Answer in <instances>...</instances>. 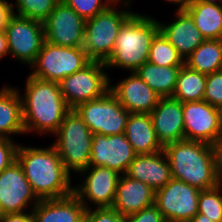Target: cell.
Instances as JSON below:
<instances>
[{
  "label": "cell",
  "mask_w": 222,
  "mask_h": 222,
  "mask_svg": "<svg viewBox=\"0 0 222 222\" xmlns=\"http://www.w3.org/2000/svg\"><path fill=\"white\" fill-rule=\"evenodd\" d=\"M126 175L146 183L155 191L172 179L171 166L164 150L154 154L136 155Z\"/></svg>",
  "instance_id": "ffe728a7"
},
{
  "label": "cell",
  "mask_w": 222,
  "mask_h": 222,
  "mask_svg": "<svg viewBox=\"0 0 222 222\" xmlns=\"http://www.w3.org/2000/svg\"><path fill=\"white\" fill-rule=\"evenodd\" d=\"M172 178L200 190L216 187L212 145L183 139L163 147Z\"/></svg>",
  "instance_id": "277c9868"
},
{
  "label": "cell",
  "mask_w": 222,
  "mask_h": 222,
  "mask_svg": "<svg viewBox=\"0 0 222 222\" xmlns=\"http://www.w3.org/2000/svg\"><path fill=\"white\" fill-rule=\"evenodd\" d=\"M185 11L205 40L222 39V9L218 4L193 0Z\"/></svg>",
  "instance_id": "d4e9b609"
},
{
  "label": "cell",
  "mask_w": 222,
  "mask_h": 222,
  "mask_svg": "<svg viewBox=\"0 0 222 222\" xmlns=\"http://www.w3.org/2000/svg\"><path fill=\"white\" fill-rule=\"evenodd\" d=\"M190 222H213L207 216L197 213Z\"/></svg>",
  "instance_id": "b9f144b4"
},
{
  "label": "cell",
  "mask_w": 222,
  "mask_h": 222,
  "mask_svg": "<svg viewBox=\"0 0 222 222\" xmlns=\"http://www.w3.org/2000/svg\"><path fill=\"white\" fill-rule=\"evenodd\" d=\"M132 1L116 0L107 9L85 21L82 48L91 61L105 63L111 57L121 26L134 13L130 8Z\"/></svg>",
  "instance_id": "5b68a950"
},
{
  "label": "cell",
  "mask_w": 222,
  "mask_h": 222,
  "mask_svg": "<svg viewBox=\"0 0 222 222\" xmlns=\"http://www.w3.org/2000/svg\"><path fill=\"white\" fill-rule=\"evenodd\" d=\"M198 213L213 222H222V188L201 190L198 198Z\"/></svg>",
  "instance_id": "4dcf8cb0"
},
{
  "label": "cell",
  "mask_w": 222,
  "mask_h": 222,
  "mask_svg": "<svg viewBox=\"0 0 222 222\" xmlns=\"http://www.w3.org/2000/svg\"><path fill=\"white\" fill-rule=\"evenodd\" d=\"M85 21L107 9L116 0H61Z\"/></svg>",
  "instance_id": "1f68e13d"
},
{
  "label": "cell",
  "mask_w": 222,
  "mask_h": 222,
  "mask_svg": "<svg viewBox=\"0 0 222 222\" xmlns=\"http://www.w3.org/2000/svg\"><path fill=\"white\" fill-rule=\"evenodd\" d=\"M148 61L159 66H182L184 64L183 58L161 31L152 41Z\"/></svg>",
  "instance_id": "f1b7e54d"
},
{
  "label": "cell",
  "mask_w": 222,
  "mask_h": 222,
  "mask_svg": "<svg viewBox=\"0 0 222 222\" xmlns=\"http://www.w3.org/2000/svg\"><path fill=\"white\" fill-rule=\"evenodd\" d=\"M159 31L156 18L134 12L119 30L113 53L105 62L107 70L119 68L135 72L148 61L150 46Z\"/></svg>",
  "instance_id": "3957f363"
},
{
  "label": "cell",
  "mask_w": 222,
  "mask_h": 222,
  "mask_svg": "<svg viewBox=\"0 0 222 222\" xmlns=\"http://www.w3.org/2000/svg\"><path fill=\"white\" fill-rule=\"evenodd\" d=\"M18 146L15 140L0 136V173L17 161Z\"/></svg>",
  "instance_id": "836d02e7"
},
{
  "label": "cell",
  "mask_w": 222,
  "mask_h": 222,
  "mask_svg": "<svg viewBox=\"0 0 222 222\" xmlns=\"http://www.w3.org/2000/svg\"><path fill=\"white\" fill-rule=\"evenodd\" d=\"M106 64L91 61L82 70L64 77L58 84L64 100L70 109L102 97L110 89V75Z\"/></svg>",
  "instance_id": "ba28073f"
},
{
  "label": "cell",
  "mask_w": 222,
  "mask_h": 222,
  "mask_svg": "<svg viewBox=\"0 0 222 222\" xmlns=\"http://www.w3.org/2000/svg\"><path fill=\"white\" fill-rule=\"evenodd\" d=\"M25 82L23 93L19 90L25 133L53 135L71 110L62 96L59 84L35 78L30 73Z\"/></svg>",
  "instance_id": "6da1fadb"
},
{
  "label": "cell",
  "mask_w": 222,
  "mask_h": 222,
  "mask_svg": "<svg viewBox=\"0 0 222 222\" xmlns=\"http://www.w3.org/2000/svg\"><path fill=\"white\" fill-rule=\"evenodd\" d=\"M200 189L172 178L155 191V205L166 222H190L198 213Z\"/></svg>",
  "instance_id": "30bf717a"
},
{
  "label": "cell",
  "mask_w": 222,
  "mask_h": 222,
  "mask_svg": "<svg viewBox=\"0 0 222 222\" xmlns=\"http://www.w3.org/2000/svg\"><path fill=\"white\" fill-rule=\"evenodd\" d=\"M24 134L26 135L19 89L5 85L0 89V136L14 140L12 135Z\"/></svg>",
  "instance_id": "cb8c5ba5"
},
{
  "label": "cell",
  "mask_w": 222,
  "mask_h": 222,
  "mask_svg": "<svg viewBox=\"0 0 222 222\" xmlns=\"http://www.w3.org/2000/svg\"><path fill=\"white\" fill-rule=\"evenodd\" d=\"M79 174L83 180L73 186V193L86 209L112 207L121 174L104 166H89Z\"/></svg>",
  "instance_id": "8fae6325"
},
{
  "label": "cell",
  "mask_w": 222,
  "mask_h": 222,
  "mask_svg": "<svg viewBox=\"0 0 222 222\" xmlns=\"http://www.w3.org/2000/svg\"><path fill=\"white\" fill-rule=\"evenodd\" d=\"M216 186L222 188V138L212 145Z\"/></svg>",
  "instance_id": "8d00e7d4"
},
{
  "label": "cell",
  "mask_w": 222,
  "mask_h": 222,
  "mask_svg": "<svg viewBox=\"0 0 222 222\" xmlns=\"http://www.w3.org/2000/svg\"><path fill=\"white\" fill-rule=\"evenodd\" d=\"M0 222H34L32 211L0 215Z\"/></svg>",
  "instance_id": "f35d334b"
},
{
  "label": "cell",
  "mask_w": 222,
  "mask_h": 222,
  "mask_svg": "<svg viewBox=\"0 0 222 222\" xmlns=\"http://www.w3.org/2000/svg\"><path fill=\"white\" fill-rule=\"evenodd\" d=\"M124 134L137 155L154 154L163 150L150 114L130 113Z\"/></svg>",
  "instance_id": "603a6c76"
},
{
  "label": "cell",
  "mask_w": 222,
  "mask_h": 222,
  "mask_svg": "<svg viewBox=\"0 0 222 222\" xmlns=\"http://www.w3.org/2000/svg\"><path fill=\"white\" fill-rule=\"evenodd\" d=\"M165 2L171 3L173 4H177L178 8L175 9V11H185L187 9V7L189 6V4L193 1V0H164Z\"/></svg>",
  "instance_id": "60d3db41"
},
{
  "label": "cell",
  "mask_w": 222,
  "mask_h": 222,
  "mask_svg": "<svg viewBox=\"0 0 222 222\" xmlns=\"http://www.w3.org/2000/svg\"><path fill=\"white\" fill-rule=\"evenodd\" d=\"M174 20L160 22L159 29L185 60L202 42L205 41L201 31L186 11H175Z\"/></svg>",
  "instance_id": "d6986e66"
},
{
  "label": "cell",
  "mask_w": 222,
  "mask_h": 222,
  "mask_svg": "<svg viewBox=\"0 0 222 222\" xmlns=\"http://www.w3.org/2000/svg\"><path fill=\"white\" fill-rule=\"evenodd\" d=\"M39 201L18 161L0 173V215L32 211Z\"/></svg>",
  "instance_id": "5bb4252c"
},
{
  "label": "cell",
  "mask_w": 222,
  "mask_h": 222,
  "mask_svg": "<svg viewBox=\"0 0 222 222\" xmlns=\"http://www.w3.org/2000/svg\"><path fill=\"white\" fill-rule=\"evenodd\" d=\"M9 55V46L4 31H0V60Z\"/></svg>",
  "instance_id": "ab89813d"
},
{
  "label": "cell",
  "mask_w": 222,
  "mask_h": 222,
  "mask_svg": "<svg viewBox=\"0 0 222 222\" xmlns=\"http://www.w3.org/2000/svg\"><path fill=\"white\" fill-rule=\"evenodd\" d=\"M61 0H16L11 5L14 14L43 22Z\"/></svg>",
  "instance_id": "f546056e"
},
{
  "label": "cell",
  "mask_w": 222,
  "mask_h": 222,
  "mask_svg": "<svg viewBox=\"0 0 222 222\" xmlns=\"http://www.w3.org/2000/svg\"><path fill=\"white\" fill-rule=\"evenodd\" d=\"M91 60L82 47H64L43 42L35 62L29 67L31 76L59 83L77 71L82 70Z\"/></svg>",
  "instance_id": "52a82bcc"
},
{
  "label": "cell",
  "mask_w": 222,
  "mask_h": 222,
  "mask_svg": "<svg viewBox=\"0 0 222 222\" xmlns=\"http://www.w3.org/2000/svg\"><path fill=\"white\" fill-rule=\"evenodd\" d=\"M125 222H166L158 207L153 204L139 212L125 217Z\"/></svg>",
  "instance_id": "d590c367"
},
{
  "label": "cell",
  "mask_w": 222,
  "mask_h": 222,
  "mask_svg": "<svg viewBox=\"0 0 222 222\" xmlns=\"http://www.w3.org/2000/svg\"><path fill=\"white\" fill-rule=\"evenodd\" d=\"M203 100L222 110V71L207 74Z\"/></svg>",
  "instance_id": "d6a6232c"
},
{
  "label": "cell",
  "mask_w": 222,
  "mask_h": 222,
  "mask_svg": "<svg viewBox=\"0 0 222 222\" xmlns=\"http://www.w3.org/2000/svg\"><path fill=\"white\" fill-rule=\"evenodd\" d=\"M207 74L198 72L183 64L180 68L172 98L183 102L202 101Z\"/></svg>",
  "instance_id": "83f0119b"
},
{
  "label": "cell",
  "mask_w": 222,
  "mask_h": 222,
  "mask_svg": "<svg viewBox=\"0 0 222 222\" xmlns=\"http://www.w3.org/2000/svg\"><path fill=\"white\" fill-rule=\"evenodd\" d=\"M136 155L125 134H93L89 166H104L123 175Z\"/></svg>",
  "instance_id": "2e32d148"
},
{
  "label": "cell",
  "mask_w": 222,
  "mask_h": 222,
  "mask_svg": "<svg viewBox=\"0 0 222 222\" xmlns=\"http://www.w3.org/2000/svg\"><path fill=\"white\" fill-rule=\"evenodd\" d=\"M158 141L164 147L185 139L182 103L172 97H160L150 113Z\"/></svg>",
  "instance_id": "ac0fdd59"
},
{
  "label": "cell",
  "mask_w": 222,
  "mask_h": 222,
  "mask_svg": "<svg viewBox=\"0 0 222 222\" xmlns=\"http://www.w3.org/2000/svg\"><path fill=\"white\" fill-rule=\"evenodd\" d=\"M17 161L39 200L63 198L73 193L72 176L52 144L42 148L19 143Z\"/></svg>",
  "instance_id": "7a4b0ae2"
},
{
  "label": "cell",
  "mask_w": 222,
  "mask_h": 222,
  "mask_svg": "<svg viewBox=\"0 0 222 222\" xmlns=\"http://www.w3.org/2000/svg\"><path fill=\"white\" fill-rule=\"evenodd\" d=\"M85 219L88 222H125V217L112 207L87 209Z\"/></svg>",
  "instance_id": "e575fe53"
},
{
  "label": "cell",
  "mask_w": 222,
  "mask_h": 222,
  "mask_svg": "<svg viewBox=\"0 0 222 222\" xmlns=\"http://www.w3.org/2000/svg\"><path fill=\"white\" fill-rule=\"evenodd\" d=\"M111 80L109 90L129 113L150 114L157 106L160 96L136 72H130L115 85Z\"/></svg>",
  "instance_id": "e0dca14e"
},
{
  "label": "cell",
  "mask_w": 222,
  "mask_h": 222,
  "mask_svg": "<svg viewBox=\"0 0 222 222\" xmlns=\"http://www.w3.org/2000/svg\"><path fill=\"white\" fill-rule=\"evenodd\" d=\"M93 134H124L130 113L109 90L102 97L87 101L74 109Z\"/></svg>",
  "instance_id": "9c48e42d"
},
{
  "label": "cell",
  "mask_w": 222,
  "mask_h": 222,
  "mask_svg": "<svg viewBox=\"0 0 222 222\" xmlns=\"http://www.w3.org/2000/svg\"><path fill=\"white\" fill-rule=\"evenodd\" d=\"M222 63V39L202 42L185 60L189 68L204 74L220 71Z\"/></svg>",
  "instance_id": "4316f807"
},
{
  "label": "cell",
  "mask_w": 222,
  "mask_h": 222,
  "mask_svg": "<svg viewBox=\"0 0 222 222\" xmlns=\"http://www.w3.org/2000/svg\"><path fill=\"white\" fill-rule=\"evenodd\" d=\"M53 136L56 140L51 144L71 176L89 167L93 133L74 109L65 115Z\"/></svg>",
  "instance_id": "8992f818"
},
{
  "label": "cell",
  "mask_w": 222,
  "mask_h": 222,
  "mask_svg": "<svg viewBox=\"0 0 222 222\" xmlns=\"http://www.w3.org/2000/svg\"><path fill=\"white\" fill-rule=\"evenodd\" d=\"M185 139L210 145L222 138V110L208 102H183Z\"/></svg>",
  "instance_id": "4fadbf2b"
},
{
  "label": "cell",
  "mask_w": 222,
  "mask_h": 222,
  "mask_svg": "<svg viewBox=\"0 0 222 222\" xmlns=\"http://www.w3.org/2000/svg\"><path fill=\"white\" fill-rule=\"evenodd\" d=\"M45 41L64 47H82L85 20L60 1L43 21Z\"/></svg>",
  "instance_id": "9a60e30c"
},
{
  "label": "cell",
  "mask_w": 222,
  "mask_h": 222,
  "mask_svg": "<svg viewBox=\"0 0 222 222\" xmlns=\"http://www.w3.org/2000/svg\"><path fill=\"white\" fill-rule=\"evenodd\" d=\"M204 3H210V4H219L220 0H197Z\"/></svg>",
  "instance_id": "7bdbcfd3"
},
{
  "label": "cell",
  "mask_w": 222,
  "mask_h": 222,
  "mask_svg": "<svg viewBox=\"0 0 222 222\" xmlns=\"http://www.w3.org/2000/svg\"><path fill=\"white\" fill-rule=\"evenodd\" d=\"M13 15L14 12L11 2L8 0H0V31H5Z\"/></svg>",
  "instance_id": "74e56055"
},
{
  "label": "cell",
  "mask_w": 222,
  "mask_h": 222,
  "mask_svg": "<svg viewBox=\"0 0 222 222\" xmlns=\"http://www.w3.org/2000/svg\"><path fill=\"white\" fill-rule=\"evenodd\" d=\"M9 55L30 67L45 41L43 22L14 14L5 29Z\"/></svg>",
  "instance_id": "7c38bea8"
},
{
  "label": "cell",
  "mask_w": 222,
  "mask_h": 222,
  "mask_svg": "<svg viewBox=\"0 0 222 222\" xmlns=\"http://www.w3.org/2000/svg\"><path fill=\"white\" fill-rule=\"evenodd\" d=\"M155 204V190L126 174L120 175L112 208L127 217Z\"/></svg>",
  "instance_id": "44dd1931"
},
{
  "label": "cell",
  "mask_w": 222,
  "mask_h": 222,
  "mask_svg": "<svg viewBox=\"0 0 222 222\" xmlns=\"http://www.w3.org/2000/svg\"><path fill=\"white\" fill-rule=\"evenodd\" d=\"M86 207L72 193L57 199L40 200L32 209L34 222H83Z\"/></svg>",
  "instance_id": "7402d4cb"
},
{
  "label": "cell",
  "mask_w": 222,
  "mask_h": 222,
  "mask_svg": "<svg viewBox=\"0 0 222 222\" xmlns=\"http://www.w3.org/2000/svg\"><path fill=\"white\" fill-rule=\"evenodd\" d=\"M219 7L222 9V0L219 1Z\"/></svg>",
  "instance_id": "ee69618b"
},
{
  "label": "cell",
  "mask_w": 222,
  "mask_h": 222,
  "mask_svg": "<svg viewBox=\"0 0 222 222\" xmlns=\"http://www.w3.org/2000/svg\"><path fill=\"white\" fill-rule=\"evenodd\" d=\"M181 66H159L145 62L135 72L160 97H172Z\"/></svg>",
  "instance_id": "484cf974"
}]
</instances>
